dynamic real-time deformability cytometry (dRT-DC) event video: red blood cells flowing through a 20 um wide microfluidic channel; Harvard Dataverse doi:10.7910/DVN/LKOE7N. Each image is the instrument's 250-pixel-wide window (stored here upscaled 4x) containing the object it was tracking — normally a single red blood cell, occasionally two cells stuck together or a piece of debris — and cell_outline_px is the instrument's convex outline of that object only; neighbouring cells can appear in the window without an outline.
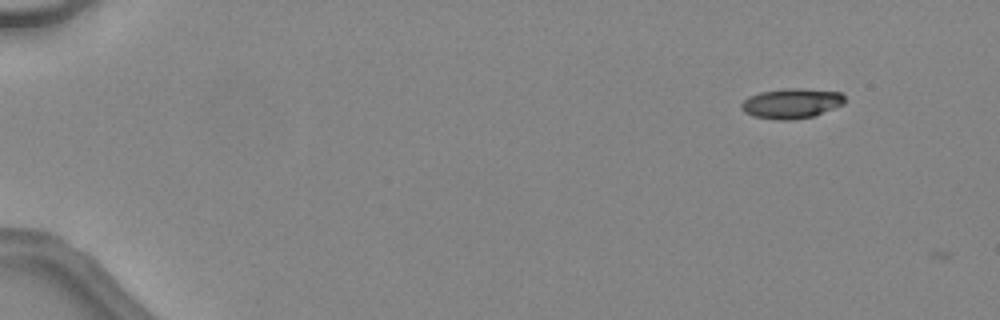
{"species": "common noctule bat (a hibernating species)", "species_latin": "Nyctalus noctula", "temperature_condition": "warm", "stored_images_in_passage": 2, "camera_frame_rate_fps": 3000, "um_per_image_px": 0.085, "animal": {"sex": "female", "body_mass_g": 24.6, "forearm_length_mm": 56.2}, "frame": {"image": 1, "passage_image": 1, "time_ms": 0.0, "image_size_px": [1000, 320], "cell_outline_px": [[844, 104], [812, 116], [788, 120], [776, 120], [752, 116], [744, 112], [740, 108], [740, 104], [748, 96], [760, 92], [784, 88], [804, 88], [840, 92], [844, 96]], "centroid_in_image_um": [67.23, 8.78], "position_along_channel_um": 17.8, "area_um2": 18.15}}